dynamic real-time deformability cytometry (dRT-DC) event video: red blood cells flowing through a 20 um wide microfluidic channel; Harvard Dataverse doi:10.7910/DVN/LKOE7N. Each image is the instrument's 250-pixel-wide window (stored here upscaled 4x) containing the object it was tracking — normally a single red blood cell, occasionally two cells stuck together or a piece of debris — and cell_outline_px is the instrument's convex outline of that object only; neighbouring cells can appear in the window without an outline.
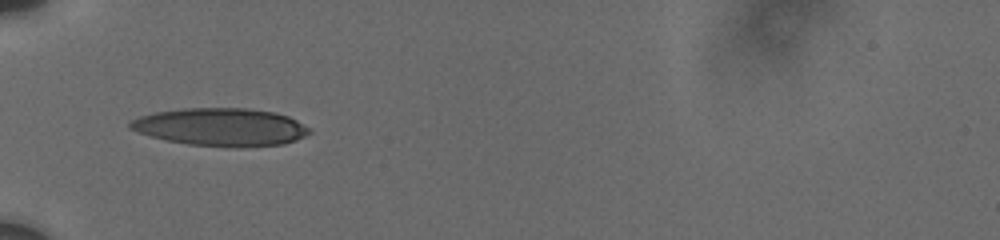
{"species": "human", "species_latin": "Homo sapiens", "temperature_condition": "cold", "stored_images_in_passage": 51, "camera_frame_rate_fps": 3000, "um_per_image_px": 0.085, "donor": {"sex": "male"}, "frame": {"image": 1, "passage_image": 1, "time_ms": 0.0, "image_size_px": [1000, 240], "cell_outline_px": [[312, 132], [296, 140], [284, 144], [244, 148], [236, 148], [188, 144], [164, 140], [136, 132], [128, 128], [128, 120], [140, 116], [156, 112], [184, 108], [244, 108], [276, 112], [288, 116], [312, 128]], "centroid_in_image_um": [18.78, 10.81], "position_along_channel_um": 66.2, "area_um2": 40.11}}
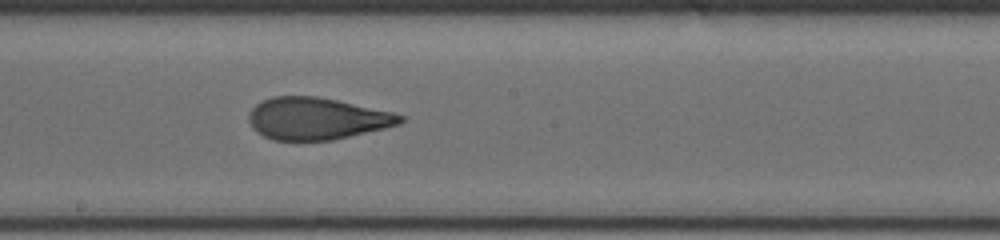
{"frame": {"image": 2, "passage_image": 19, "time_ms": 4.333, "image_size_px": [1000, 240], "cell_outline_px": [[404, 120], [400, 124], [384, 128], [332, 140], [272, 140], [264, 136], [252, 128], [248, 120], [248, 112], [256, 104], [272, 96], [316, 96], [336, 100], [392, 112], [404, 116]], "centroid_in_image_um": [26.89, 10.08], "position_along_channel_um": 221.3, "area_um2": 36.88}}
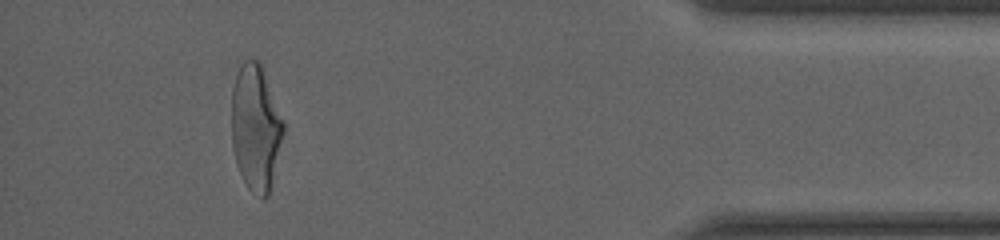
{"frame": {"image": 3, "passage_image": 45, "time_ms": 10.667, "image_size_px": [1000, 240], "cell_outline_px": [[284, 128], [268, 196], [264, 200], [252, 192], [248, 188], [236, 164], [232, 144], [232, 88], [236, 76], [244, 60], [256, 60], [260, 64], [284, 124]], "centroid_in_image_um": [21.7, 10.89], "position_along_channel_um": 413.5, "area_um2": 37.05}, "authors_computed_cell_mechanics": {"area_um2": 38.3792, "velocity_mm_per_s": 3.7322, "shape_relaxation_time_tau1_ms": 7.0544, "shape_relaxation_time_tau2_ms": 1.2335, "deformation_change_tau1": 0.2283, "deformation_change_tau2": 0.0908}}